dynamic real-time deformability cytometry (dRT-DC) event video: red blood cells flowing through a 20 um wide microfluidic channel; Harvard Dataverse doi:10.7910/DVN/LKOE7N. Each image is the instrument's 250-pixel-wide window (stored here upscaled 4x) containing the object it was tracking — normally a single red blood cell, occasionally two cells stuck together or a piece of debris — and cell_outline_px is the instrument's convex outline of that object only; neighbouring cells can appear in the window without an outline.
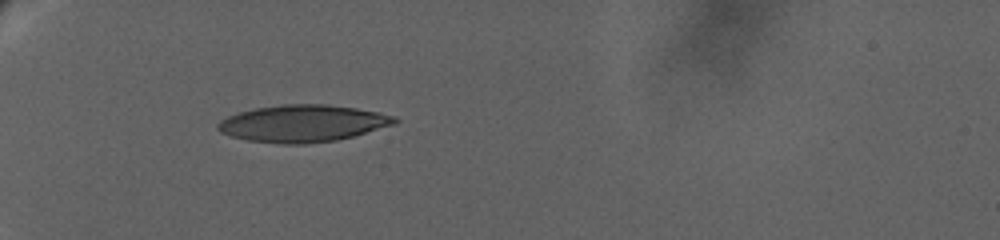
{"species": "human", "species_latin": "Homo sapiens", "temperature_condition": "warm", "stored_images_in_passage": 12, "camera_frame_rate_fps": 3000, "um_per_image_px": 0.085, "donor": {"sex": "female"}, "frame": {"image": 1, "passage_image": 1, "time_ms": 0.0, "image_size_px": [1000, 240], "cell_outline_px": [[400, 120], [396, 124], [352, 136], [336, 140], [304, 144], [280, 144], [248, 140], [228, 136], [220, 132], [216, 128], [216, 124], [220, 120], [228, 116], [240, 112], [256, 108], [284, 104], [328, 104], [356, 108], [380, 112], [396, 116]], "centroid_in_image_um": [25.74, 10.49], "position_along_channel_um": 59.3, "area_um2": 38.32}}
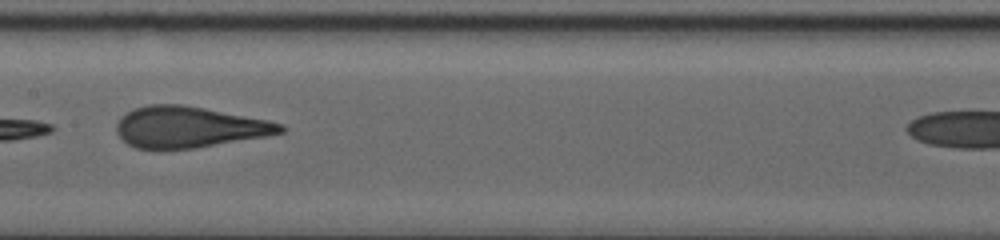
{"frame": {"image": 2, "passage_image": 6, "time_ms": 3.0, "image_size_px": [1000, 240], "cell_outline_px": [[288, 128], [284, 132], [268, 136], [196, 148], [136, 148], [128, 144], [116, 132], [116, 124], [120, 116], [136, 108], [148, 104], [184, 104], [268, 120], [284, 124]], "centroid_in_image_um": [16.11, 10.79], "position_along_channel_um": 191.3, "area_um2": 39.3}}
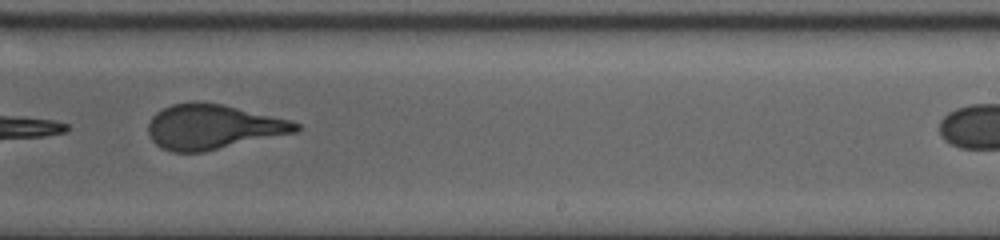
{"frame": {"image": 3, "passage_image": 10, "time_ms": 5.667, "image_size_px": [1000, 240], "cell_outline_px": [[300, 128], [296, 132], [204, 152], [172, 152], [160, 148], [152, 140], [148, 132], [148, 124], [152, 116], [156, 112], [172, 104], [196, 100], [224, 104], [292, 120], [300, 124]], "centroid_in_image_um": [18.09, 10.77], "position_along_channel_um": 270.9, "area_um2": 38.9}}